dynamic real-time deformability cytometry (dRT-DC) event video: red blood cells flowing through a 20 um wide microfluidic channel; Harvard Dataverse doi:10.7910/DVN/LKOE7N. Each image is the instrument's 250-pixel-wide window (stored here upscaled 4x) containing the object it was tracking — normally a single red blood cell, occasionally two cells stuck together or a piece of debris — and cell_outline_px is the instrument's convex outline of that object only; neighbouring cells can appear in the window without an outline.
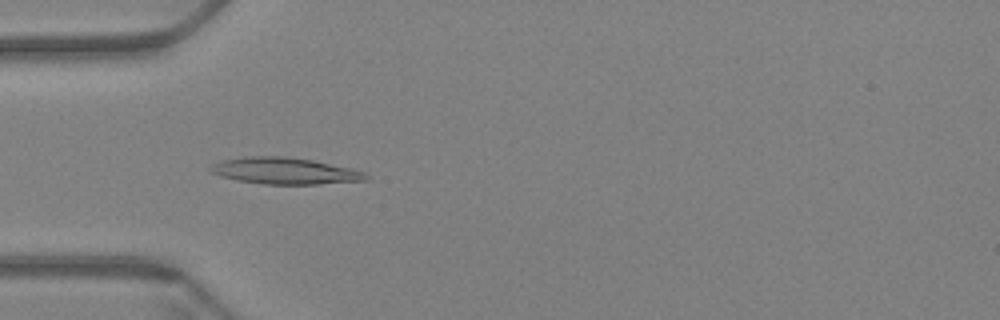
{"species": "Egyptian fruit bat (a non-hibernating species)", "species_latin": "Rousettus aegyptiacus", "temperature_condition": "warm", "stored_images_in_passage": 59, "camera_frame_rate_fps": 3000, "um_per_image_px": 0.085, "animal": {"sex": "female"}, "frame": {"image": 1, "passage_image": 18, "time_ms": 5.667, "image_size_px": [1000, 320], "cell_outline_px": [[368, 180], [320, 184], [264, 184], [236, 180], [220, 176], [212, 172], [208, 168], [212, 164], [220, 160], [248, 156], [284, 156], [312, 160], [352, 168], [364, 172], [368, 176]], "centroid_in_image_um": [24.19, 14.52], "position_along_channel_um": 60.8, "area_um2": 24.1}}
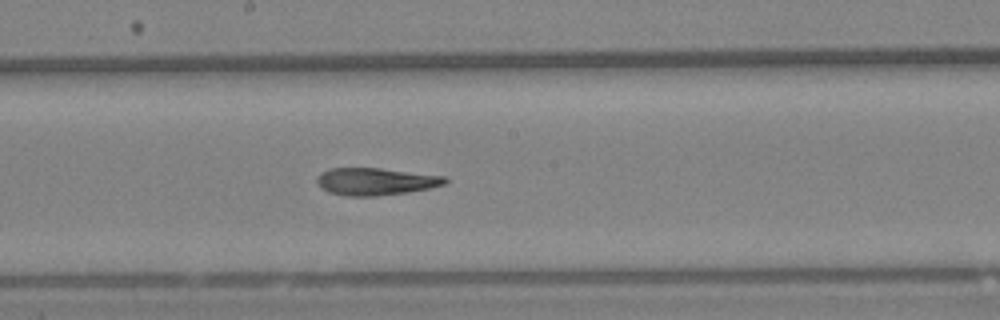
{"frame": {"image": 2, "passage_image": 32, "time_ms": 10.333, "image_size_px": [1000, 320], "cell_outline_px": [[448, 180], [444, 184], [428, 188], [408, 192], [372, 196], [348, 196], [328, 192], [316, 180], [316, 176], [320, 172], [328, 168], [380, 168], [444, 176]], "centroid_in_image_um": [31.89, 15.41], "position_along_channel_um": 216.3, "area_um2": 20.17}}
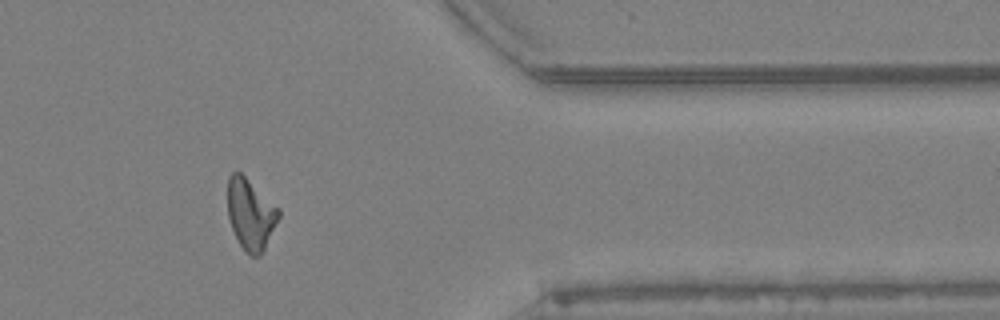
{"frame": {"image": 3, "passage_image": 49, "time_ms": 16.0, "image_size_px": [1000, 320], "cell_outline_px": [[280, 216], [260, 256], [252, 256], [240, 244], [232, 228], [228, 216], [228, 176], [232, 172], [240, 172], [280, 208]], "centroid_in_image_um": [21.3, 18.17], "position_along_channel_um": 390.1, "area_um2": 20.75}, "authors_computed_cell_mechanics": {"area_um2": 21.1548, "velocity_mm_per_s": 3.4027, "shape_relaxation_time_tau1_ms": null, "shape_relaxation_time_tau2_ms": 4.0462, "deformation_change_tau1": null, "deformation_change_tau2": 0.1359}}